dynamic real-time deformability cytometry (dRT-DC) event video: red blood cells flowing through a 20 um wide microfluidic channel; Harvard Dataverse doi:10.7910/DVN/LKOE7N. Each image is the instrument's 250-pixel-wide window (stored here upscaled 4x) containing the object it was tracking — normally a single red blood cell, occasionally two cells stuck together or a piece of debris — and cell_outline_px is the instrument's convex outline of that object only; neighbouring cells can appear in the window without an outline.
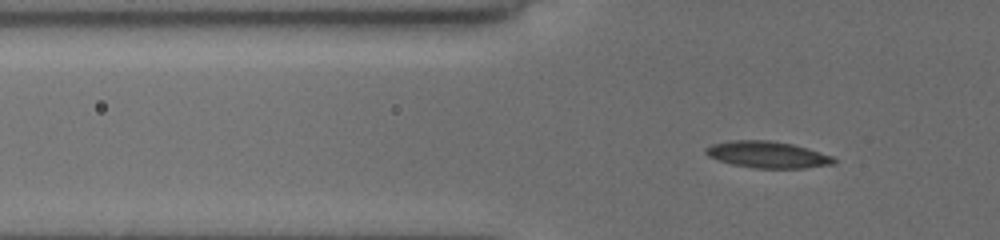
{"species": "common noctule bat (a hibernating species)", "species_latin": "Nyctalus noctula", "temperature_condition": "cold", "stored_images_in_passage": 55, "segment_of_instrument_passage": [1, 2], "camera_frame_rate_fps": 3000, "um_per_image_px": 0.085, "animal": {"sex": "female", "body_mass_g": 19.5, "forearm_length_mm": 54.1}, "frame": {"image": 1, "passage_image": 19, "time_ms": 6.0, "image_size_px": [1000, 240], "cell_outline_px": [[836, 164], [804, 168], [752, 168], [732, 164], [708, 156], [704, 152], [704, 148], [712, 144], [732, 140], [768, 140], [792, 144], [808, 148], [832, 156], [836, 160]], "centroid_in_image_um": [65.24, 13.14], "position_along_channel_um": 60.6, "area_um2": 19.88}}
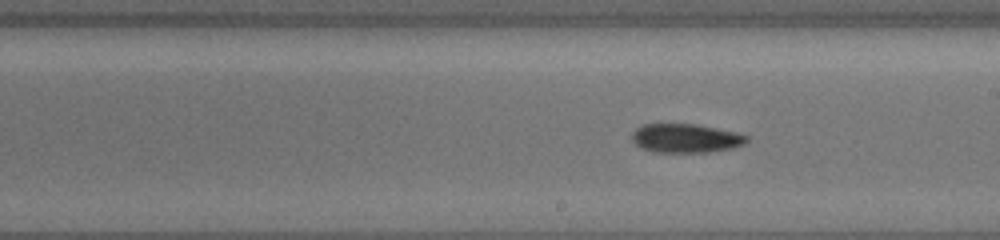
{"frame": {"image": 2, "passage_image": 33, "time_ms": 10.667, "image_size_px": [1000, 240], "cell_outline_px": [[748, 140], [744, 144], [732, 148], [708, 152], [652, 152], [640, 148], [632, 140], [632, 132], [636, 128], [644, 124], [696, 124], [736, 132], [748, 136]], "centroid_in_image_um": [58.27, 11.75], "position_along_channel_um": 230.7, "area_um2": 19.36}}
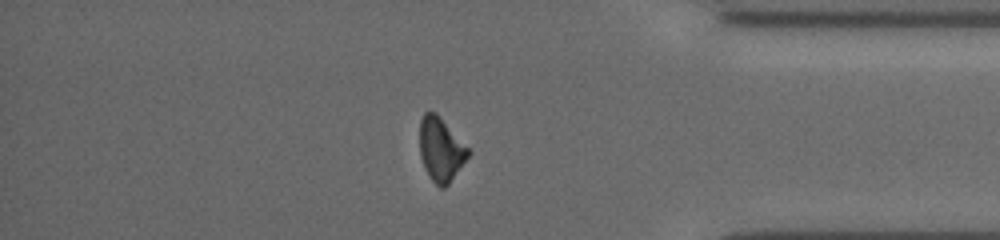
{"frame": {"image": 3, "passage_image": 47, "time_ms": 15.333, "image_size_px": [1000, 240], "cell_outline_px": [[472, 152], [448, 184], [444, 188], [440, 188], [428, 176], [424, 168], [420, 156], [420, 120], [424, 112], [436, 112]], "centroid_in_image_um": [37.46, 12.7], "position_along_channel_um": 397.7, "area_um2": 17.98}}